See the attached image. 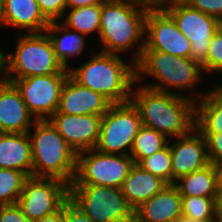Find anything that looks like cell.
Returning a JSON list of instances; mask_svg holds the SVG:
<instances>
[{
  "label": "cell",
  "mask_w": 222,
  "mask_h": 222,
  "mask_svg": "<svg viewBox=\"0 0 222 222\" xmlns=\"http://www.w3.org/2000/svg\"><path fill=\"white\" fill-rule=\"evenodd\" d=\"M105 0H66L67 9H75L79 7L102 4Z\"/></svg>",
  "instance_id": "cell-37"
},
{
  "label": "cell",
  "mask_w": 222,
  "mask_h": 222,
  "mask_svg": "<svg viewBox=\"0 0 222 222\" xmlns=\"http://www.w3.org/2000/svg\"><path fill=\"white\" fill-rule=\"evenodd\" d=\"M175 222H200V221L181 215Z\"/></svg>",
  "instance_id": "cell-42"
},
{
  "label": "cell",
  "mask_w": 222,
  "mask_h": 222,
  "mask_svg": "<svg viewBox=\"0 0 222 222\" xmlns=\"http://www.w3.org/2000/svg\"><path fill=\"white\" fill-rule=\"evenodd\" d=\"M216 85H215V87L219 90V91H221L222 92V83H218V85H217V83H215Z\"/></svg>",
  "instance_id": "cell-44"
},
{
  "label": "cell",
  "mask_w": 222,
  "mask_h": 222,
  "mask_svg": "<svg viewBox=\"0 0 222 222\" xmlns=\"http://www.w3.org/2000/svg\"><path fill=\"white\" fill-rule=\"evenodd\" d=\"M165 11L191 42L190 58L202 66L206 62L211 38L222 26V23L191 7L185 1H177L168 6Z\"/></svg>",
  "instance_id": "cell-11"
},
{
  "label": "cell",
  "mask_w": 222,
  "mask_h": 222,
  "mask_svg": "<svg viewBox=\"0 0 222 222\" xmlns=\"http://www.w3.org/2000/svg\"><path fill=\"white\" fill-rule=\"evenodd\" d=\"M5 26L27 30L26 33L45 32L49 21L41 13L36 0H4Z\"/></svg>",
  "instance_id": "cell-21"
},
{
  "label": "cell",
  "mask_w": 222,
  "mask_h": 222,
  "mask_svg": "<svg viewBox=\"0 0 222 222\" xmlns=\"http://www.w3.org/2000/svg\"><path fill=\"white\" fill-rule=\"evenodd\" d=\"M69 73L5 79L19 91L35 120H48L59 107L60 94Z\"/></svg>",
  "instance_id": "cell-12"
},
{
  "label": "cell",
  "mask_w": 222,
  "mask_h": 222,
  "mask_svg": "<svg viewBox=\"0 0 222 222\" xmlns=\"http://www.w3.org/2000/svg\"><path fill=\"white\" fill-rule=\"evenodd\" d=\"M207 145V154L210 163H222V133H202Z\"/></svg>",
  "instance_id": "cell-32"
},
{
  "label": "cell",
  "mask_w": 222,
  "mask_h": 222,
  "mask_svg": "<svg viewBox=\"0 0 222 222\" xmlns=\"http://www.w3.org/2000/svg\"><path fill=\"white\" fill-rule=\"evenodd\" d=\"M65 222H93L70 198L64 202Z\"/></svg>",
  "instance_id": "cell-35"
},
{
  "label": "cell",
  "mask_w": 222,
  "mask_h": 222,
  "mask_svg": "<svg viewBox=\"0 0 222 222\" xmlns=\"http://www.w3.org/2000/svg\"><path fill=\"white\" fill-rule=\"evenodd\" d=\"M68 10V14H65L66 17L64 16V19L61 20L63 25L70 30L77 31L86 36V38L94 32H97L96 34L99 36L101 4Z\"/></svg>",
  "instance_id": "cell-25"
},
{
  "label": "cell",
  "mask_w": 222,
  "mask_h": 222,
  "mask_svg": "<svg viewBox=\"0 0 222 222\" xmlns=\"http://www.w3.org/2000/svg\"><path fill=\"white\" fill-rule=\"evenodd\" d=\"M147 12L130 0H105L101 4L99 51L119 55L134 47L131 61L136 64L144 49Z\"/></svg>",
  "instance_id": "cell-3"
},
{
  "label": "cell",
  "mask_w": 222,
  "mask_h": 222,
  "mask_svg": "<svg viewBox=\"0 0 222 222\" xmlns=\"http://www.w3.org/2000/svg\"><path fill=\"white\" fill-rule=\"evenodd\" d=\"M45 32L51 40L56 58L64 68L69 70L72 67L69 64V59L84 52L86 36L68 29L61 21L50 22Z\"/></svg>",
  "instance_id": "cell-22"
},
{
  "label": "cell",
  "mask_w": 222,
  "mask_h": 222,
  "mask_svg": "<svg viewBox=\"0 0 222 222\" xmlns=\"http://www.w3.org/2000/svg\"><path fill=\"white\" fill-rule=\"evenodd\" d=\"M182 215L200 222H219L217 198L182 196Z\"/></svg>",
  "instance_id": "cell-27"
},
{
  "label": "cell",
  "mask_w": 222,
  "mask_h": 222,
  "mask_svg": "<svg viewBox=\"0 0 222 222\" xmlns=\"http://www.w3.org/2000/svg\"><path fill=\"white\" fill-rule=\"evenodd\" d=\"M168 138L158 131L142 126L136 135L130 156L138 164L143 158L148 157L163 149L169 142Z\"/></svg>",
  "instance_id": "cell-26"
},
{
  "label": "cell",
  "mask_w": 222,
  "mask_h": 222,
  "mask_svg": "<svg viewBox=\"0 0 222 222\" xmlns=\"http://www.w3.org/2000/svg\"><path fill=\"white\" fill-rule=\"evenodd\" d=\"M167 185L164 180L135 163L125 178L121 191L128 206L134 212L148 199L161 192Z\"/></svg>",
  "instance_id": "cell-19"
},
{
  "label": "cell",
  "mask_w": 222,
  "mask_h": 222,
  "mask_svg": "<svg viewBox=\"0 0 222 222\" xmlns=\"http://www.w3.org/2000/svg\"><path fill=\"white\" fill-rule=\"evenodd\" d=\"M0 222H32L16 204L0 206Z\"/></svg>",
  "instance_id": "cell-34"
},
{
  "label": "cell",
  "mask_w": 222,
  "mask_h": 222,
  "mask_svg": "<svg viewBox=\"0 0 222 222\" xmlns=\"http://www.w3.org/2000/svg\"><path fill=\"white\" fill-rule=\"evenodd\" d=\"M15 51L7 52L5 79L69 73L56 58L46 32L21 33L17 36Z\"/></svg>",
  "instance_id": "cell-6"
},
{
  "label": "cell",
  "mask_w": 222,
  "mask_h": 222,
  "mask_svg": "<svg viewBox=\"0 0 222 222\" xmlns=\"http://www.w3.org/2000/svg\"><path fill=\"white\" fill-rule=\"evenodd\" d=\"M174 185L178 188L181 196H198L218 198L219 180L216 165L196 170L181 177Z\"/></svg>",
  "instance_id": "cell-23"
},
{
  "label": "cell",
  "mask_w": 222,
  "mask_h": 222,
  "mask_svg": "<svg viewBox=\"0 0 222 222\" xmlns=\"http://www.w3.org/2000/svg\"><path fill=\"white\" fill-rule=\"evenodd\" d=\"M135 70L136 82H144L143 80L146 77H152L157 82L149 84L147 82L144 86L157 91L187 97L195 102H198L211 89L209 88L203 92L196 91L204 78V74H202L204 71L202 66L190 57H177L158 50H143L141 58L135 64ZM175 90L180 92L178 93ZM181 91H194L196 93L191 96L184 95Z\"/></svg>",
  "instance_id": "cell-2"
},
{
  "label": "cell",
  "mask_w": 222,
  "mask_h": 222,
  "mask_svg": "<svg viewBox=\"0 0 222 222\" xmlns=\"http://www.w3.org/2000/svg\"><path fill=\"white\" fill-rule=\"evenodd\" d=\"M134 160L130 155L106 154L96 149L77 153V167L71 184H91L121 189Z\"/></svg>",
  "instance_id": "cell-9"
},
{
  "label": "cell",
  "mask_w": 222,
  "mask_h": 222,
  "mask_svg": "<svg viewBox=\"0 0 222 222\" xmlns=\"http://www.w3.org/2000/svg\"><path fill=\"white\" fill-rule=\"evenodd\" d=\"M217 217L218 219H222V188H219V192H218Z\"/></svg>",
  "instance_id": "cell-40"
},
{
  "label": "cell",
  "mask_w": 222,
  "mask_h": 222,
  "mask_svg": "<svg viewBox=\"0 0 222 222\" xmlns=\"http://www.w3.org/2000/svg\"><path fill=\"white\" fill-rule=\"evenodd\" d=\"M0 168L32 176V150L28 133L0 132Z\"/></svg>",
  "instance_id": "cell-20"
},
{
  "label": "cell",
  "mask_w": 222,
  "mask_h": 222,
  "mask_svg": "<svg viewBox=\"0 0 222 222\" xmlns=\"http://www.w3.org/2000/svg\"><path fill=\"white\" fill-rule=\"evenodd\" d=\"M195 127L201 133H222V92L216 87L196 102Z\"/></svg>",
  "instance_id": "cell-24"
},
{
  "label": "cell",
  "mask_w": 222,
  "mask_h": 222,
  "mask_svg": "<svg viewBox=\"0 0 222 222\" xmlns=\"http://www.w3.org/2000/svg\"><path fill=\"white\" fill-rule=\"evenodd\" d=\"M181 215L182 196L170 184L134 211V222H175Z\"/></svg>",
  "instance_id": "cell-18"
},
{
  "label": "cell",
  "mask_w": 222,
  "mask_h": 222,
  "mask_svg": "<svg viewBox=\"0 0 222 222\" xmlns=\"http://www.w3.org/2000/svg\"><path fill=\"white\" fill-rule=\"evenodd\" d=\"M218 170L219 188H222V163L216 165Z\"/></svg>",
  "instance_id": "cell-43"
},
{
  "label": "cell",
  "mask_w": 222,
  "mask_h": 222,
  "mask_svg": "<svg viewBox=\"0 0 222 222\" xmlns=\"http://www.w3.org/2000/svg\"><path fill=\"white\" fill-rule=\"evenodd\" d=\"M138 165L168 185L172 184L171 152L168 144L153 155L143 158Z\"/></svg>",
  "instance_id": "cell-29"
},
{
  "label": "cell",
  "mask_w": 222,
  "mask_h": 222,
  "mask_svg": "<svg viewBox=\"0 0 222 222\" xmlns=\"http://www.w3.org/2000/svg\"><path fill=\"white\" fill-rule=\"evenodd\" d=\"M142 126L140 113L131 100L111 104L102 116L95 149L106 154L130 155L134 139Z\"/></svg>",
  "instance_id": "cell-8"
},
{
  "label": "cell",
  "mask_w": 222,
  "mask_h": 222,
  "mask_svg": "<svg viewBox=\"0 0 222 222\" xmlns=\"http://www.w3.org/2000/svg\"><path fill=\"white\" fill-rule=\"evenodd\" d=\"M131 101L137 107L143 126L165 135L168 140L189 133L195 127L196 102L187 97L134 84Z\"/></svg>",
  "instance_id": "cell-1"
},
{
  "label": "cell",
  "mask_w": 222,
  "mask_h": 222,
  "mask_svg": "<svg viewBox=\"0 0 222 222\" xmlns=\"http://www.w3.org/2000/svg\"><path fill=\"white\" fill-rule=\"evenodd\" d=\"M35 121L16 87L11 82H1L0 132L28 133Z\"/></svg>",
  "instance_id": "cell-17"
},
{
  "label": "cell",
  "mask_w": 222,
  "mask_h": 222,
  "mask_svg": "<svg viewBox=\"0 0 222 222\" xmlns=\"http://www.w3.org/2000/svg\"><path fill=\"white\" fill-rule=\"evenodd\" d=\"M69 198V185L60 179L28 177L17 205L32 222L53 215Z\"/></svg>",
  "instance_id": "cell-10"
},
{
  "label": "cell",
  "mask_w": 222,
  "mask_h": 222,
  "mask_svg": "<svg viewBox=\"0 0 222 222\" xmlns=\"http://www.w3.org/2000/svg\"><path fill=\"white\" fill-rule=\"evenodd\" d=\"M28 135L32 150V176L56 178L70 185L76 174V151L49 120H36Z\"/></svg>",
  "instance_id": "cell-5"
},
{
  "label": "cell",
  "mask_w": 222,
  "mask_h": 222,
  "mask_svg": "<svg viewBox=\"0 0 222 222\" xmlns=\"http://www.w3.org/2000/svg\"><path fill=\"white\" fill-rule=\"evenodd\" d=\"M27 178L21 171L0 168V206L17 203Z\"/></svg>",
  "instance_id": "cell-28"
},
{
  "label": "cell",
  "mask_w": 222,
  "mask_h": 222,
  "mask_svg": "<svg viewBox=\"0 0 222 222\" xmlns=\"http://www.w3.org/2000/svg\"><path fill=\"white\" fill-rule=\"evenodd\" d=\"M5 53L0 48V83L5 81L6 77V60H5Z\"/></svg>",
  "instance_id": "cell-39"
},
{
  "label": "cell",
  "mask_w": 222,
  "mask_h": 222,
  "mask_svg": "<svg viewBox=\"0 0 222 222\" xmlns=\"http://www.w3.org/2000/svg\"><path fill=\"white\" fill-rule=\"evenodd\" d=\"M168 145L171 152L172 184L187 174L200 170L210 164L205 137L194 127Z\"/></svg>",
  "instance_id": "cell-14"
},
{
  "label": "cell",
  "mask_w": 222,
  "mask_h": 222,
  "mask_svg": "<svg viewBox=\"0 0 222 222\" xmlns=\"http://www.w3.org/2000/svg\"><path fill=\"white\" fill-rule=\"evenodd\" d=\"M48 120L76 153L95 149L102 116L54 113Z\"/></svg>",
  "instance_id": "cell-15"
},
{
  "label": "cell",
  "mask_w": 222,
  "mask_h": 222,
  "mask_svg": "<svg viewBox=\"0 0 222 222\" xmlns=\"http://www.w3.org/2000/svg\"><path fill=\"white\" fill-rule=\"evenodd\" d=\"M41 13L49 21H60L67 11L66 0H36ZM60 19V20H59Z\"/></svg>",
  "instance_id": "cell-31"
},
{
  "label": "cell",
  "mask_w": 222,
  "mask_h": 222,
  "mask_svg": "<svg viewBox=\"0 0 222 222\" xmlns=\"http://www.w3.org/2000/svg\"><path fill=\"white\" fill-rule=\"evenodd\" d=\"M0 26H5L4 0H0Z\"/></svg>",
  "instance_id": "cell-41"
},
{
  "label": "cell",
  "mask_w": 222,
  "mask_h": 222,
  "mask_svg": "<svg viewBox=\"0 0 222 222\" xmlns=\"http://www.w3.org/2000/svg\"><path fill=\"white\" fill-rule=\"evenodd\" d=\"M69 198L93 222H133L134 212L121 189L91 184H70Z\"/></svg>",
  "instance_id": "cell-7"
},
{
  "label": "cell",
  "mask_w": 222,
  "mask_h": 222,
  "mask_svg": "<svg viewBox=\"0 0 222 222\" xmlns=\"http://www.w3.org/2000/svg\"><path fill=\"white\" fill-rule=\"evenodd\" d=\"M120 55L97 52L80 67L69 69V74L81 85L102 94L112 104L131 100L136 81L135 64H127Z\"/></svg>",
  "instance_id": "cell-4"
},
{
  "label": "cell",
  "mask_w": 222,
  "mask_h": 222,
  "mask_svg": "<svg viewBox=\"0 0 222 222\" xmlns=\"http://www.w3.org/2000/svg\"><path fill=\"white\" fill-rule=\"evenodd\" d=\"M111 104L102 94L81 85L69 74L62 87L59 107L55 113L103 116Z\"/></svg>",
  "instance_id": "cell-16"
},
{
  "label": "cell",
  "mask_w": 222,
  "mask_h": 222,
  "mask_svg": "<svg viewBox=\"0 0 222 222\" xmlns=\"http://www.w3.org/2000/svg\"><path fill=\"white\" fill-rule=\"evenodd\" d=\"M136 6L147 11L165 10L168 6L173 5L177 0H130Z\"/></svg>",
  "instance_id": "cell-36"
},
{
  "label": "cell",
  "mask_w": 222,
  "mask_h": 222,
  "mask_svg": "<svg viewBox=\"0 0 222 222\" xmlns=\"http://www.w3.org/2000/svg\"><path fill=\"white\" fill-rule=\"evenodd\" d=\"M202 68L206 73L219 74L222 72V26L211 38L206 62Z\"/></svg>",
  "instance_id": "cell-30"
},
{
  "label": "cell",
  "mask_w": 222,
  "mask_h": 222,
  "mask_svg": "<svg viewBox=\"0 0 222 222\" xmlns=\"http://www.w3.org/2000/svg\"><path fill=\"white\" fill-rule=\"evenodd\" d=\"M143 50H158L177 57H191V42L165 10L148 11Z\"/></svg>",
  "instance_id": "cell-13"
},
{
  "label": "cell",
  "mask_w": 222,
  "mask_h": 222,
  "mask_svg": "<svg viewBox=\"0 0 222 222\" xmlns=\"http://www.w3.org/2000/svg\"><path fill=\"white\" fill-rule=\"evenodd\" d=\"M185 2L222 23V0H185Z\"/></svg>",
  "instance_id": "cell-33"
},
{
  "label": "cell",
  "mask_w": 222,
  "mask_h": 222,
  "mask_svg": "<svg viewBox=\"0 0 222 222\" xmlns=\"http://www.w3.org/2000/svg\"><path fill=\"white\" fill-rule=\"evenodd\" d=\"M33 222H65L64 218V204L59 211L53 215L34 220Z\"/></svg>",
  "instance_id": "cell-38"
}]
</instances>
